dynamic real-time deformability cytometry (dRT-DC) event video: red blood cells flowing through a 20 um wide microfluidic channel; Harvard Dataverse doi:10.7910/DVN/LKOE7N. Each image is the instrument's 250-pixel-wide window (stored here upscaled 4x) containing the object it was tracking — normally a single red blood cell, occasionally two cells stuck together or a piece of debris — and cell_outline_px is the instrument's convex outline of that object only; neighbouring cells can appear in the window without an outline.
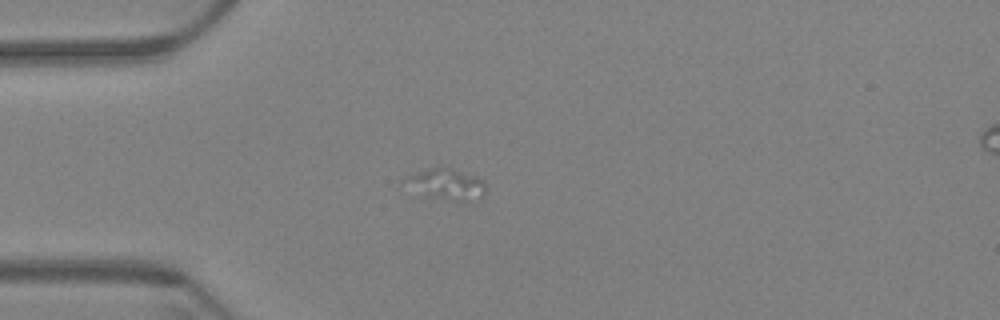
{"species": "Egyptian fruit bat (a non-hibernating species)", "species_latin": "Rousettus aegyptiacus", "temperature_condition": "warm", "stored_images_in_passage": 12, "camera_frame_rate_fps": 3000, "um_per_image_px": 0.085, "animal": {"sex": "female"}, "frame": {"image": 1, "passage_image": 1, "time_ms": 0.0, "image_size_px": [1000, 320], "cell_outline_px": [[484, 192], [476, 200], [456, 204], [424, 196], [400, 184], [404, 176], [440, 164], [476, 176], [484, 180]], "centroid_in_image_um": [37.85, 15.68], "position_along_channel_um": 47.2, "area_um2": 15.78}}